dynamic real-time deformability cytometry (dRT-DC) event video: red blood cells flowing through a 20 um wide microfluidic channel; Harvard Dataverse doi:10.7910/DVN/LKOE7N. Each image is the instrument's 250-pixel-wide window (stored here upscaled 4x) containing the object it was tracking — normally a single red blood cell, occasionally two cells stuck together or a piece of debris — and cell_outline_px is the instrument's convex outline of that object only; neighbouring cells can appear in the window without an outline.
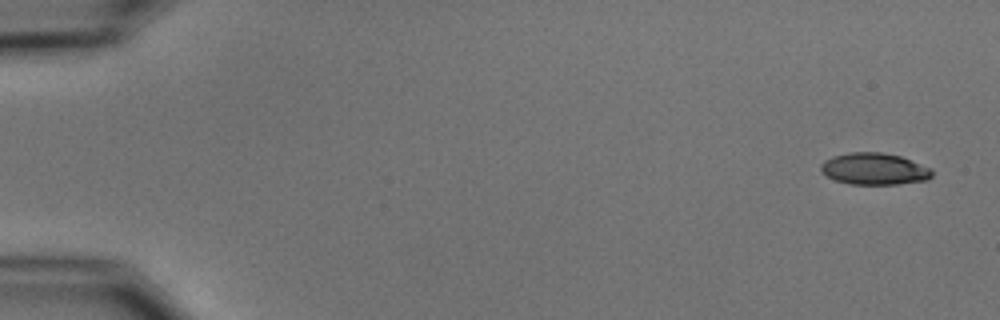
{"species": "common noctule bat (a hibernating species)", "species_latin": "Nyctalus noctula", "temperature_condition": "cold", "stored_images_in_passage": 5, "camera_frame_rate_fps": 3000, "um_per_image_px": 0.085, "animal": {"sex": "male", "body_mass_g": 15.6}, "frame": {"image": 1, "passage_image": 1, "time_ms": 0.0, "image_size_px": [1000, 320], "cell_outline_px": [[932, 176], [928, 180], [896, 184], [848, 184], [836, 180], [828, 176], [820, 168], [820, 164], [824, 160], [832, 156], [852, 152], [880, 152], [900, 156], [932, 168]], "centroid_in_image_um": [74.33, 14.35], "position_along_channel_um": 10.7, "area_um2": 20.52}}
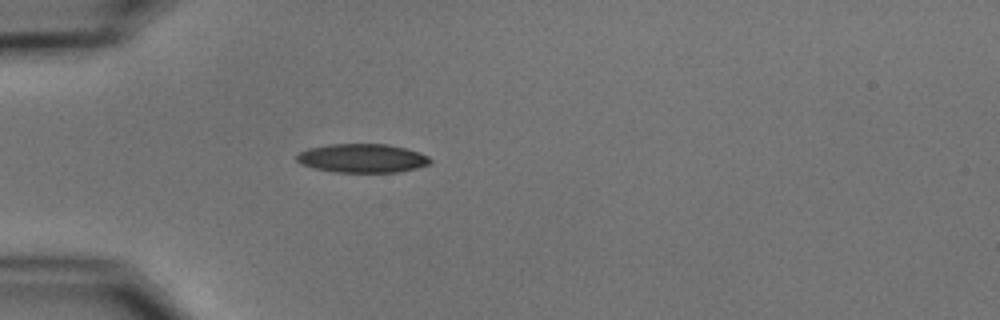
{"frame": {"image": 2, "passage_image": 5, "time_ms": 4.667, "image_size_px": [1000, 320], "cell_outline_px": [[432, 164], [416, 168], [396, 172], [336, 172], [316, 168], [300, 164], [296, 160], [296, 156], [300, 152], [308, 148], [332, 144], [388, 144], [404, 148], [428, 156], [432, 160]], "centroid_in_image_um": [30.8, 13.45], "position_along_channel_um": 54.2, "area_um2": 22.25}}